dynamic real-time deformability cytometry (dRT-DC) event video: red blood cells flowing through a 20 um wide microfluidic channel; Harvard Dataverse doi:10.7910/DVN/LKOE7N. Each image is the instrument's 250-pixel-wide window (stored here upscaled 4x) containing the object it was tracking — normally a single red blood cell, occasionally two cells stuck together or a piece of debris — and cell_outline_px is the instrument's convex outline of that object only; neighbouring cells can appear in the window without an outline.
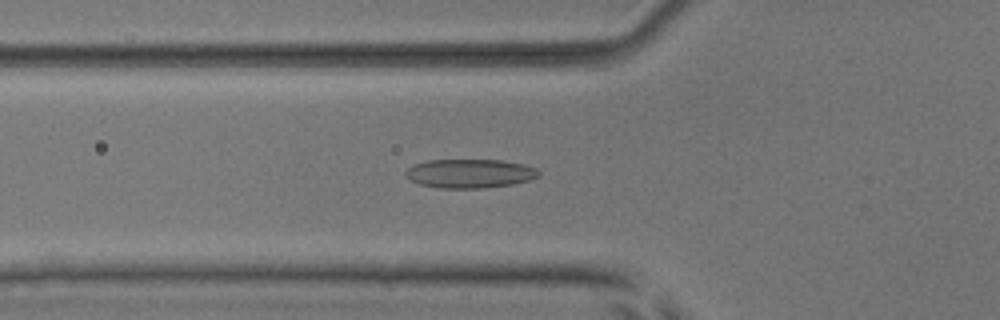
{"species": "common noctule bat (a hibernating species)", "species_latin": "Nyctalus noctula", "temperature_condition": "room temperature", "stored_images_in_passage": 48, "camera_frame_rate_fps": 3000, "um_per_image_px": 0.085, "animal": {"sex": "male", "body_mass_g": 17.9, "forearm_length_mm": 54.2}, "frame": {"image": 1, "passage_image": 19, "time_ms": 6.0, "image_size_px": [1000, 320], "cell_outline_px": [[540, 176], [528, 180], [512, 184], [484, 188], [440, 188], [420, 184], [408, 180], [404, 176], [404, 172], [408, 168], [416, 164], [428, 160], [504, 160], [524, 164], [536, 168], [540, 172]], "centroid_in_image_um": [39.93, 14.75], "position_along_channel_um": 85.9, "area_um2": 22.54}}
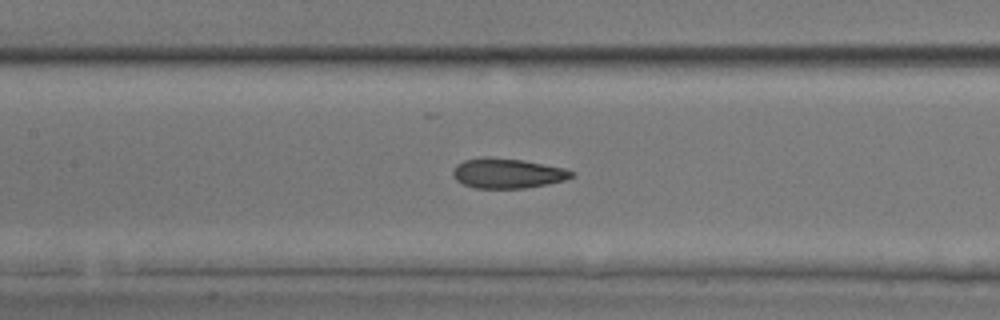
{"frame": {"image": 2, "passage_image": 25, "time_ms": 8.0, "image_size_px": [1000, 320], "cell_outline_px": [[576, 176], [564, 180], [548, 184], [524, 188], [476, 188], [464, 184], [456, 180], [452, 172], [456, 164], [464, 160], [484, 156], [488, 156], [524, 160], [564, 168], [576, 172]], "centroid_in_image_um": [43.15, 14.72], "position_along_channel_um": 164.2, "area_um2": 20.87}}
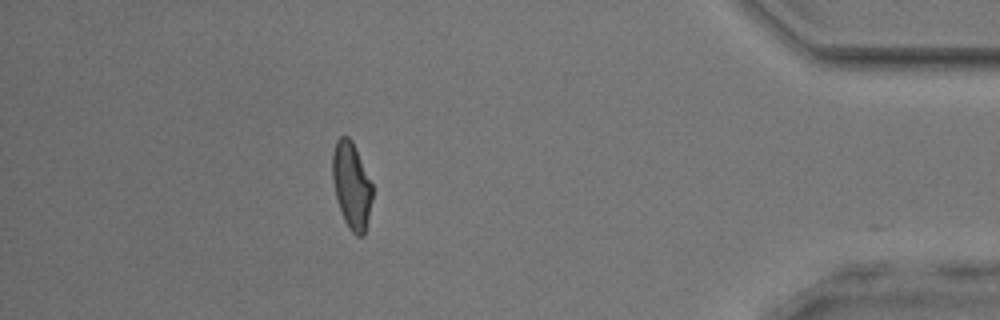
{"frame": {"image": 3, "passage_image": 47, "time_ms": 15.333, "image_size_px": [1000, 320], "cell_outline_px": [[372, 200], [364, 236], [356, 236], [348, 228], [344, 220], [336, 196], [332, 180], [332, 152], [336, 140], [340, 136], [348, 136], [352, 140], [372, 184]], "centroid_in_image_um": [29.87, 15.76], "position_along_channel_um": 405.3, "area_um2": 20.11}, "authors_computed_cell_mechanics": {"area_um2": 21.1548, "velocity_mm_per_s": 3.9031, "shape_relaxation_time_tau1_ms": 5.669, "shape_relaxation_time_tau2_ms": 1.5933, "deformation_change_tau1": 0.164, "deformation_change_tau2": 0.0859}}